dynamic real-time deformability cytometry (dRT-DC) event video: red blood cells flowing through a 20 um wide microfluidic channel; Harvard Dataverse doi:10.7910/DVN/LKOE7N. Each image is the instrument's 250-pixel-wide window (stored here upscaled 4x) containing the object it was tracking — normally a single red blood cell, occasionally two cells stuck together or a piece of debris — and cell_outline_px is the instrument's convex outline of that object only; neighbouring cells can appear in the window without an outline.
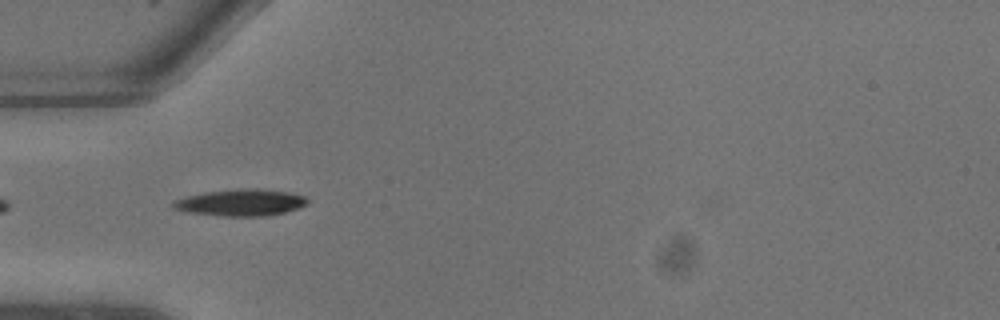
{"species": "common noctule bat (a hibernating species)", "species_latin": "Nyctalus noctula", "temperature_condition": "warm", "stored_images_in_passage": 6, "segment_of_instrument_passage": [2, 2], "camera_frame_rate_fps": 3000, "um_per_image_px": 0.085, "animal": {"sex": "male", "body_mass_g": 13.3}, "frame": {"image": 1, "passage_image": 5, "time_ms": 1.333, "image_size_px": [1000, 320], "cell_outline_px": [[308, 204], [300, 208], [268, 216], [220, 216], [188, 212], [172, 208], [172, 200], [184, 196], [204, 192], [244, 188], [256, 188], [292, 192], [304, 196], [308, 200]], "centroid_in_image_um": [20.46, 17.21], "position_along_channel_um": 64.5, "area_um2": 21.21}}